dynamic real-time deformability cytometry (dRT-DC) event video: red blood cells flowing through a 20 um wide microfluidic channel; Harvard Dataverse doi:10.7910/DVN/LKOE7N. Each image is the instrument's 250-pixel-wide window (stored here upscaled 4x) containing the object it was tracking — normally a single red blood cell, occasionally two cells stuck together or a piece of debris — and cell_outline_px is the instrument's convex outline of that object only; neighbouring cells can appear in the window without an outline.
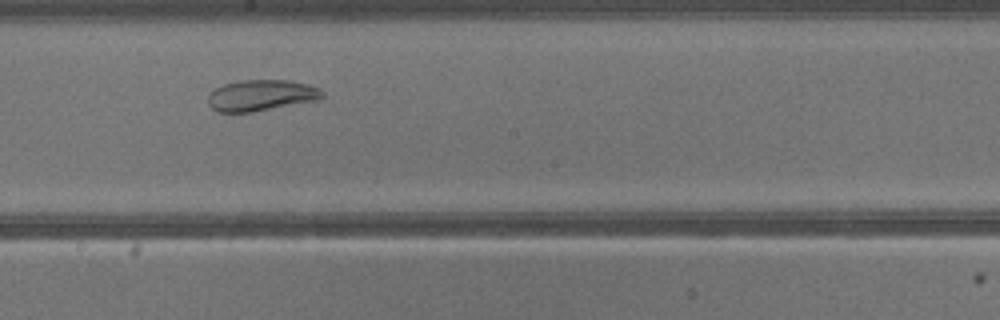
{"species": "common noctule bat (a hibernating species)", "species_latin": "Nyctalus noctula", "temperature_condition": "warm", "stored_images_in_passage": 32, "camera_frame_rate_fps": 3000, "um_per_image_px": 0.085, "animal": {"sex": "male", "body_mass_g": 13.3}, "frame": {"image": 1, "passage_image": 14, "time_ms": 4.333, "image_size_px": [1000, 320], "cell_outline_px": [[324, 96], [320, 100], [252, 112], [216, 112], [208, 104], [208, 96], [212, 88], [224, 84], [240, 80], [288, 80], [308, 84], [320, 88], [324, 92]], "centroid_in_image_um": [22.2, 8.1], "position_along_channel_um": 226.0, "area_um2": 21.04}}
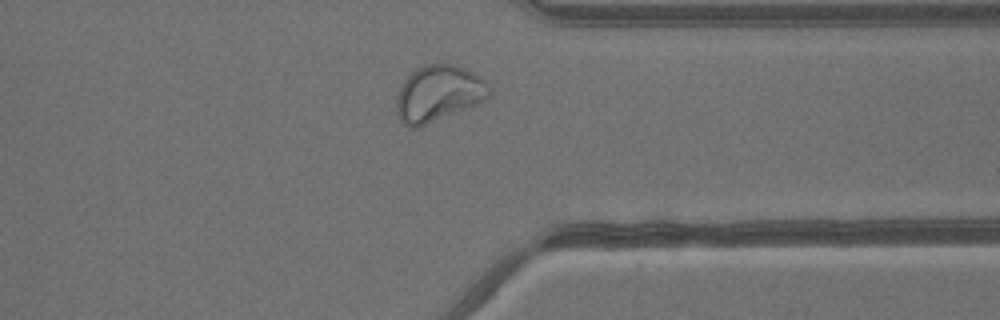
{"frame": {"image": 2, "passage_image": 23, "time_ms": 7.333, "image_size_px": [1000, 320], "cell_outline_px": [[492, 96], [472, 108], [420, 128], [408, 128], [400, 120], [396, 108], [396, 96], [404, 80], [416, 68], [424, 64], [452, 64], [464, 68], [480, 76], [484, 80], [492, 92]], "centroid_in_image_um": [37.29, 7.99], "position_along_channel_um": 374.1, "area_um2": 31.1}}
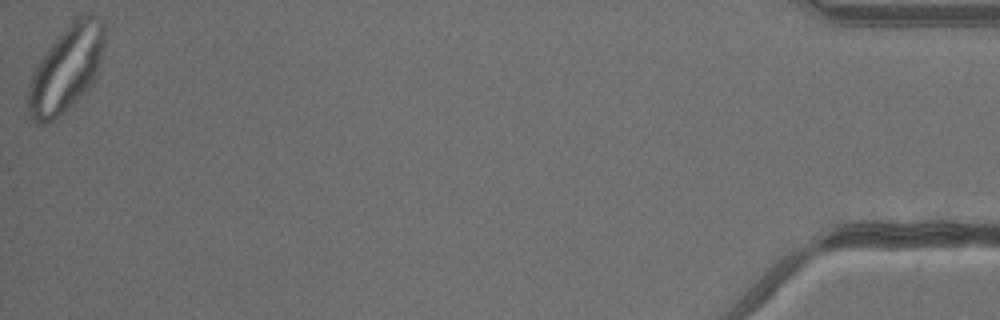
{"frame": {"image": 3, "passage_image": 32, "time_ms": 10.333, "image_size_px": [1000, 320], "cell_outline_px": [[104, 44], [96, 76], [92, 84], [76, 100], [52, 120], [44, 124], [36, 124], [28, 108], [28, 84], [44, 52], [80, 16], [96, 16], [104, 24]], "centroid_in_image_um": [5.63, 5.89], "position_along_channel_um": 429.6, "area_um2": 36.7}}